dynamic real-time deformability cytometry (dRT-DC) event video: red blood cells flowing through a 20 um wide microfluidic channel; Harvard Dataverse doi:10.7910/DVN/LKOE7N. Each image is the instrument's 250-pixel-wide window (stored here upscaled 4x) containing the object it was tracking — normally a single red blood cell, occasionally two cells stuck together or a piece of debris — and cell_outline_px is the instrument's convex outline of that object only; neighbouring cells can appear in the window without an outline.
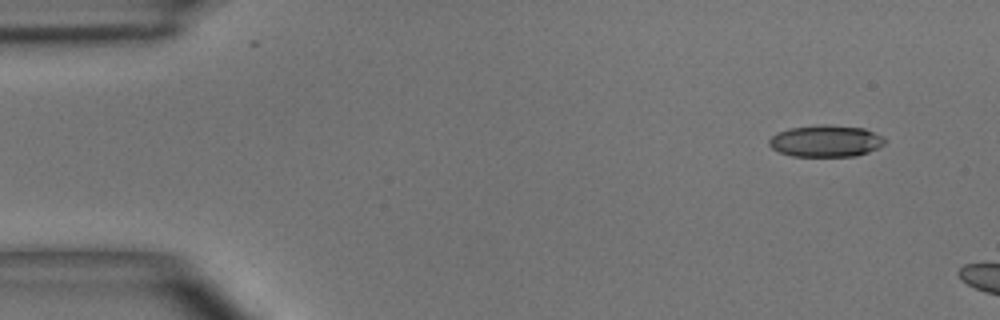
{"species": "common noctule bat (a hibernating species)", "species_latin": "Nyctalus noctula", "temperature_condition": "room temperature", "stored_images_in_passage": 4, "camera_frame_rate_fps": 3000, "um_per_image_px": 0.085, "animal": {"sex": "male", "body_mass_g": 15.6}, "frame": {"image": 1, "passage_image": 1, "time_ms": 0.0, "image_size_px": [1000, 320], "cell_outline_px": [[884, 144], [868, 152], [856, 156], [792, 156], [780, 152], [772, 148], [768, 144], [768, 140], [776, 132], [788, 128], [816, 124], [828, 124], [864, 128], [880, 136], [884, 140]], "centroid_in_image_um": [70.13, 11.97], "position_along_channel_um": 14.9, "area_um2": 21.44}}